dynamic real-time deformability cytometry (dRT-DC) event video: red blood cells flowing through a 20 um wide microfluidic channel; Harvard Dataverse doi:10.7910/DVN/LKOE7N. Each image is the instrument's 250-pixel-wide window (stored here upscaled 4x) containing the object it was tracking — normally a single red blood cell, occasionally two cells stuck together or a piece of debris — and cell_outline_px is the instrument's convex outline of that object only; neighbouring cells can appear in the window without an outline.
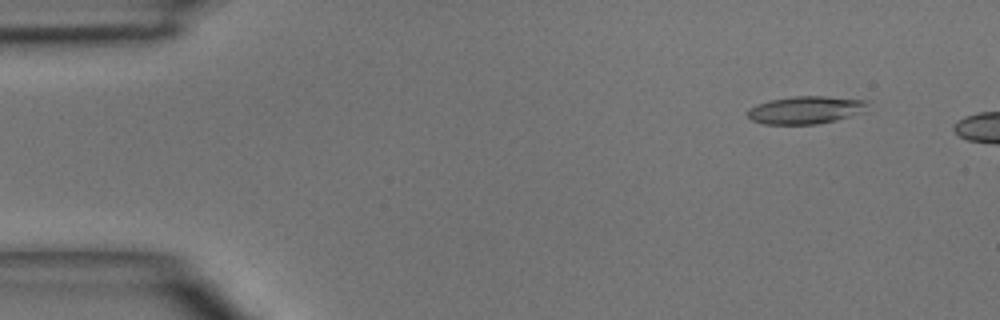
{"species": "common noctule bat (a hibernating species)", "species_latin": "Nyctalus noctula", "temperature_condition": "room temperature", "stored_images_in_passage": 4, "camera_frame_rate_fps": 3000, "um_per_image_px": 0.085, "animal": {"sex": "male", "body_mass_g": 15.6}, "frame": {"image": 1, "passage_image": 2, "time_ms": 1.0, "image_size_px": [1000, 320], "cell_outline_px": [[868, 104], [864, 112], [836, 120], [816, 124], [764, 124], [752, 120], [748, 116], [748, 112], [756, 104], [768, 100], [792, 96], [824, 96], [868, 100]], "centroid_in_image_um": [68.5, 9.34], "position_along_channel_um": 16.5, "area_um2": 19.36}}